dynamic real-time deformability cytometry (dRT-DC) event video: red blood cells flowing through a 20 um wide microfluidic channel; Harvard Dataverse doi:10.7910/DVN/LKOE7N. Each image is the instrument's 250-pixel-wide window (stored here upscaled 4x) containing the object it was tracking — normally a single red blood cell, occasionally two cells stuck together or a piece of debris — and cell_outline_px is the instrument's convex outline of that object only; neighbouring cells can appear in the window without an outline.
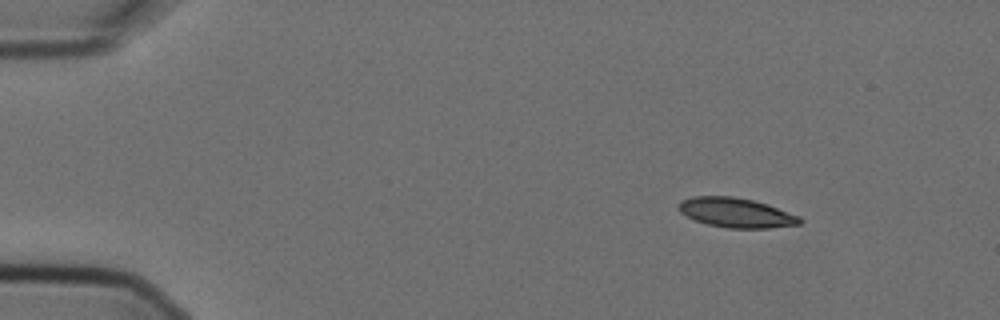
{"species": "Egyptian fruit bat (a non-hibernating species)", "species_latin": "Rousettus aegyptiacus", "temperature_condition": "cold", "stored_images_in_passage": 6, "camera_frame_rate_fps": 3000, "um_per_image_px": 0.085, "animal": {"sex": "female"}, "frame": {"image": 1, "passage_image": 1, "time_ms": 0.0, "image_size_px": [1000, 320], "cell_outline_px": [[804, 220], [800, 224], [768, 228], [728, 228], [708, 224], [696, 220], [680, 212], [676, 208], [676, 204], [680, 200], [692, 196], [732, 196], [752, 200], [768, 204], [800, 216]], "centroid_in_image_um": [62.56, 18.07], "position_along_channel_um": 22.4, "area_um2": 21.04}}
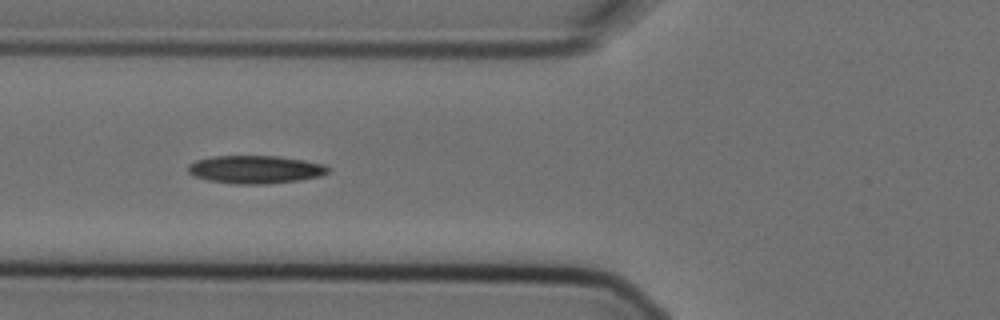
{"frame": {"image": 2, "passage_image": 5, "time_ms": 1.333, "image_size_px": [1000, 320], "cell_outline_px": [[328, 172], [320, 176], [300, 180], [268, 184], [236, 184], [208, 180], [196, 176], [188, 172], [188, 164], [196, 160], [212, 156], [276, 156], [304, 160], [324, 164], [328, 168]], "centroid_in_image_um": [21.7, 14.4], "position_along_channel_um": 104.1, "area_um2": 22.77}}
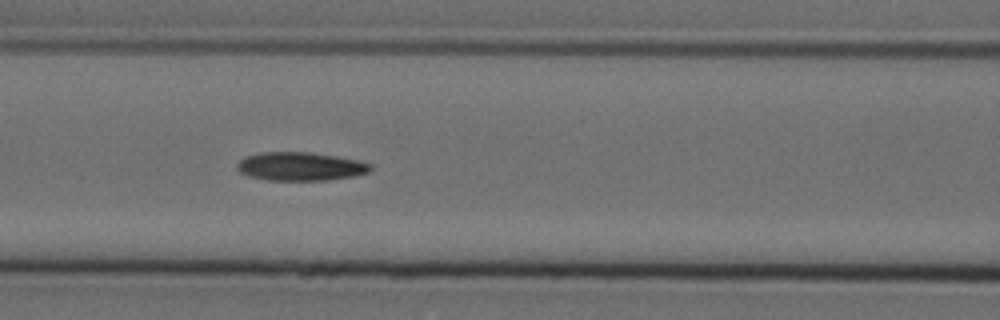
{"frame": {"image": 3, "passage_image": 6, "time_ms": 1.667, "image_size_px": [1000, 320], "cell_outline_px": [[372, 168], [368, 172], [356, 176], [328, 180], [268, 180], [248, 176], [240, 172], [236, 168], [236, 164], [244, 156], [260, 152], [312, 152], [336, 156], [356, 160], [372, 164]], "centroid_in_image_um": [25.51, 14.14], "position_along_channel_um": 141.1, "area_um2": 22.31}}